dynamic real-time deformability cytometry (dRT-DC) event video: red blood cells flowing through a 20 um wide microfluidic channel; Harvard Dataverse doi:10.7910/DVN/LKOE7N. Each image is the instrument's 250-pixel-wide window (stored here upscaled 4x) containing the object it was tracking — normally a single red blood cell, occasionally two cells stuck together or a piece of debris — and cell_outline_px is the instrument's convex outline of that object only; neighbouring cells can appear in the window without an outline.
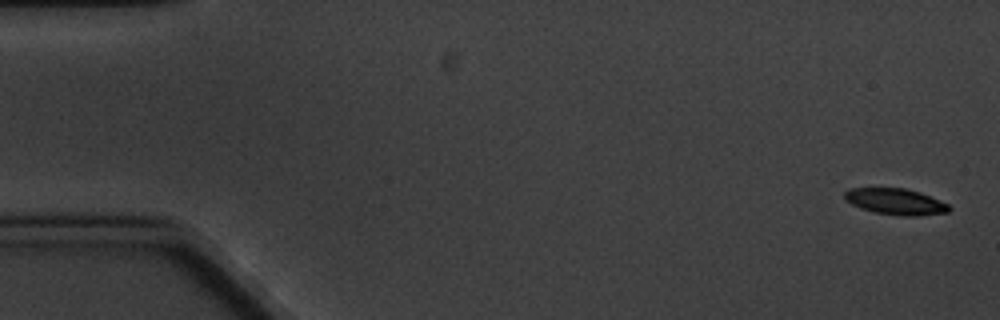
{"species": "common noctule bat (a hibernating species)", "species_latin": "Nyctalus noctula", "temperature_condition": "cold", "stored_images_in_passage": 8, "camera_frame_rate_fps": 3000, "um_per_image_px": 0.085, "animal": {"sex": "male", "body_mass_g": 20.1, "forearm_length_mm": 53.5}, "frame": {"image": 1, "passage_image": 1, "time_ms": 0.0, "image_size_px": [1000, 320], "cell_outline_px": [[952, 208], [948, 212], [916, 216], [904, 216], [876, 212], [860, 208], [844, 200], [844, 192], [848, 188], [904, 188], [920, 192], [948, 204]], "centroid_in_image_um": [76.11, 17.13], "position_along_channel_um": 8.9, "area_um2": 15.9}}
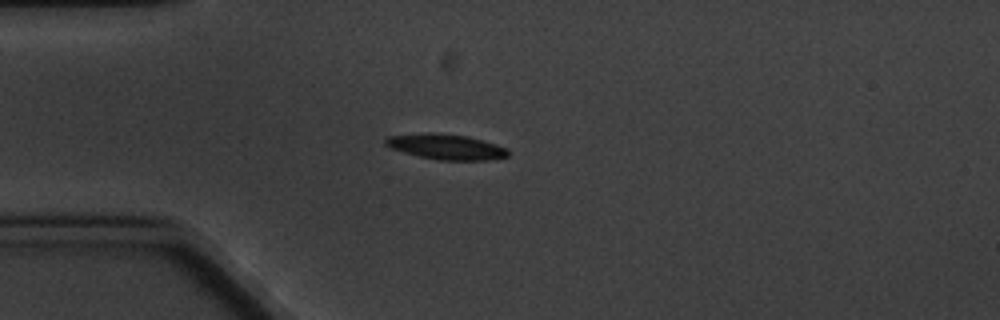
{"frame": {"image": 2, "passage_image": 5, "time_ms": 4.667, "image_size_px": [1000, 320], "cell_outline_px": [[508, 156], [488, 160], [440, 160], [420, 156], [404, 152], [392, 148], [384, 144], [384, 140], [388, 136], [428, 132], [464, 136], [496, 144], [508, 148]], "centroid_in_image_um": [37.91, 12.48], "position_along_channel_um": 47.1, "area_um2": 17.8}}
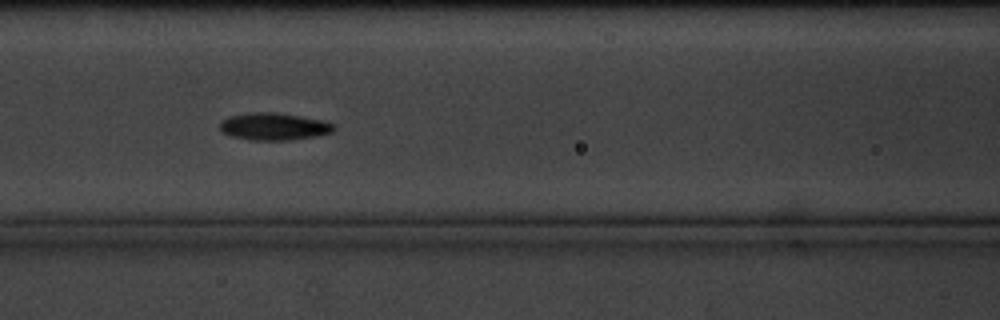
{"frame": {"image": 3, "passage_image": 8, "time_ms": 8.0, "image_size_px": [1000, 320], "cell_outline_px": [[336, 128], [332, 132], [316, 136], [292, 140], [248, 140], [232, 136], [224, 132], [220, 128], [220, 120], [228, 116], [252, 112], [272, 112], [300, 116], [324, 120], [332, 124]], "centroid_in_image_um": [23.27, 10.75], "position_along_channel_um": 143.3, "area_um2": 18.15}}